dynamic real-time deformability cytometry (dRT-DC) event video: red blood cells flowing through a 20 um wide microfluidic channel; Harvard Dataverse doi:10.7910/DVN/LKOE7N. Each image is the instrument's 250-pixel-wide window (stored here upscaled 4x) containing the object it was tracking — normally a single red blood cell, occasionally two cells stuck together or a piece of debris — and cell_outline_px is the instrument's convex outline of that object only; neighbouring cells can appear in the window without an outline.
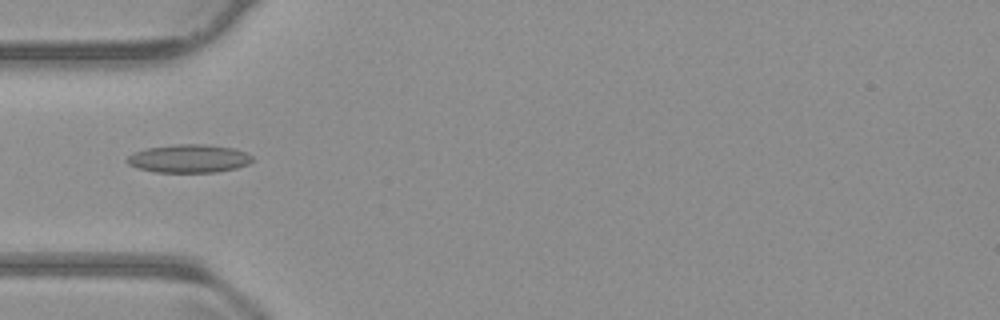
{"species": "common noctule bat (a hibernating species)", "species_latin": "Nyctalus noctula", "temperature_condition": "warm", "stored_images_in_passage": 39, "camera_frame_rate_fps": 3000, "um_per_image_px": 0.085, "animal": {"sex": "male", "body_mass_g": 23.1, "forearm_length_mm": 52.7}, "frame": {"image": 1, "passage_image": 2, "time_ms": 0.333, "image_size_px": [1000, 320], "cell_outline_px": [[252, 160], [248, 164], [236, 168], [216, 172], [156, 172], [136, 168], [128, 164], [124, 160], [132, 152], [148, 148], [172, 144], [204, 144], [236, 148], [248, 152], [252, 156]], "centroid_in_image_um": [16.04, 13.47], "position_along_channel_um": 69.0, "area_um2": 20.87}}
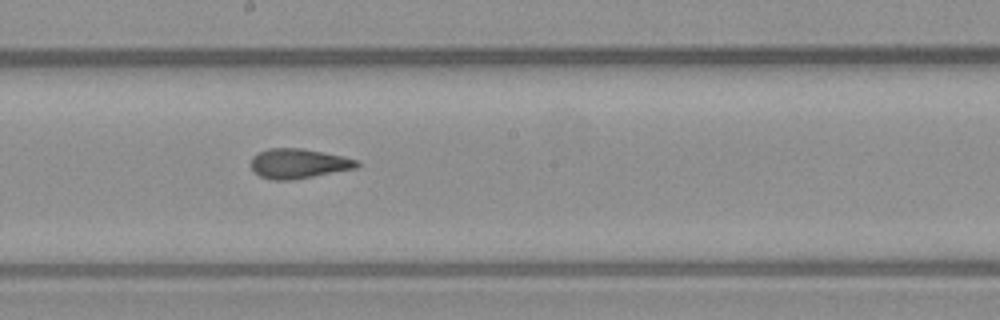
{"frame": {"image": 2, "passage_image": 14, "time_ms": 4.333, "image_size_px": [1000, 320], "cell_outline_px": [[360, 164], [356, 168], [312, 176], [288, 180], [272, 180], [260, 176], [252, 168], [252, 156], [268, 148], [304, 148], [344, 156], [356, 160]], "centroid_in_image_um": [25.37, 13.89], "position_along_channel_um": 222.8, "area_um2": 18.15}}
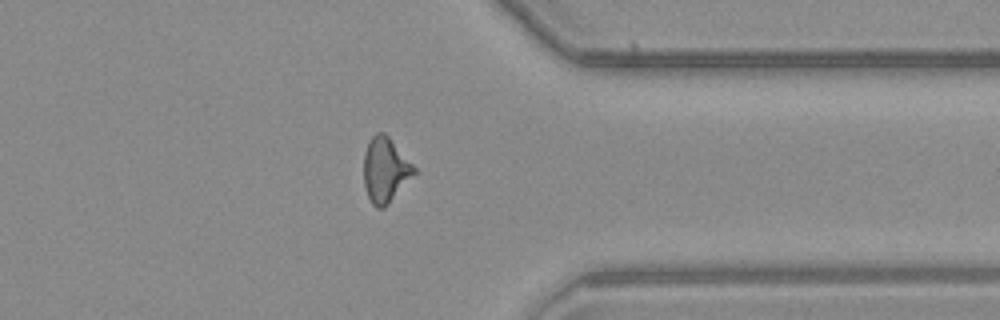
{"frame": {"image": 3, "passage_image": 27, "time_ms": 8.667, "image_size_px": [1000, 320], "cell_outline_px": [[416, 172], [388, 204], [384, 208], [376, 208], [372, 204], [368, 196], [364, 184], [364, 152], [368, 140], [376, 132], [384, 132], [388, 136], [416, 168]], "centroid_in_image_um": [32.73, 14.43], "position_along_channel_um": 378.7, "area_um2": 18.9}, "authors_computed_cell_mechanics": {"area_um2": 18.4382, "velocity_mm_per_s": 3.8075, "shape_relaxation_time_tau1_ms": 4.7049, "shape_relaxation_time_tau2_ms": 1.8348, "deformation_change_tau1": 0.165, "deformation_change_tau2": 0.1133}}